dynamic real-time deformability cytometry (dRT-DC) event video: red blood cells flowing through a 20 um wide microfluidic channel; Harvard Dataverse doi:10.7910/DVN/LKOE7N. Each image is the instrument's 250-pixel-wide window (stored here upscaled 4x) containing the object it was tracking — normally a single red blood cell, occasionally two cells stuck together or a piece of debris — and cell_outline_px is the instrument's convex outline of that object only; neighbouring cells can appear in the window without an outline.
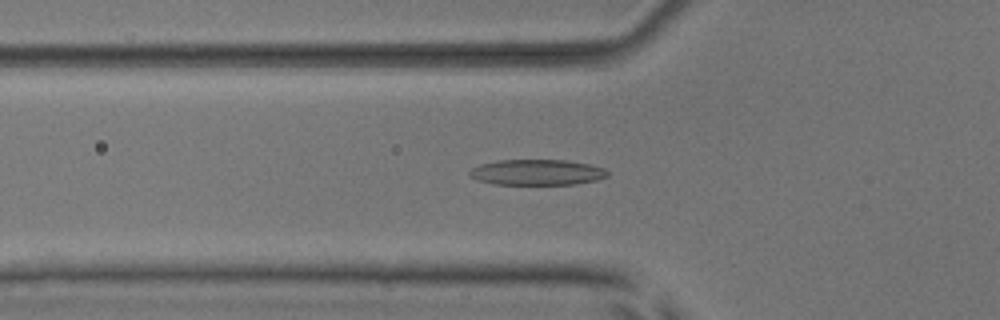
{"species": "common noctule bat (a hibernating species)", "species_latin": "Nyctalus noctula", "temperature_condition": "room temperature", "stored_images_in_passage": 53, "camera_frame_rate_fps": 3000, "um_per_image_px": 0.085, "animal": {"sex": "male", "body_mass_g": 17.9, "forearm_length_mm": 54.2}, "frame": {"image": 1, "passage_image": 19, "time_ms": 6.0, "image_size_px": [1000, 320], "cell_outline_px": [[608, 176], [596, 180], [576, 184], [492, 184], [476, 180], [468, 172], [472, 168], [480, 164], [500, 160], [564, 160], [588, 164], [604, 168], [608, 172]], "centroid_in_image_um": [45.63, 14.65], "position_along_channel_um": 80.2, "area_um2": 20.52}}
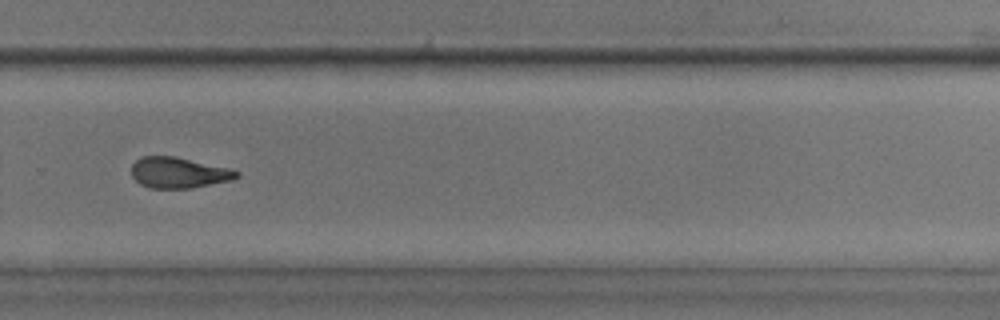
{"frame": {"image": 2, "passage_image": 37, "time_ms": 12.0, "image_size_px": [1000, 320], "cell_outline_px": [[240, 176], [232, 180], [192, 188], [152, 188], [140, 184], [132, 176], [132, 164], [140, 156], [176, 156], [232, 168], [240, 172]], "centroid_in_image_um": [15.23, 14.66], "position_along_channel_um": 314.6, "area_um2": 19.13}}
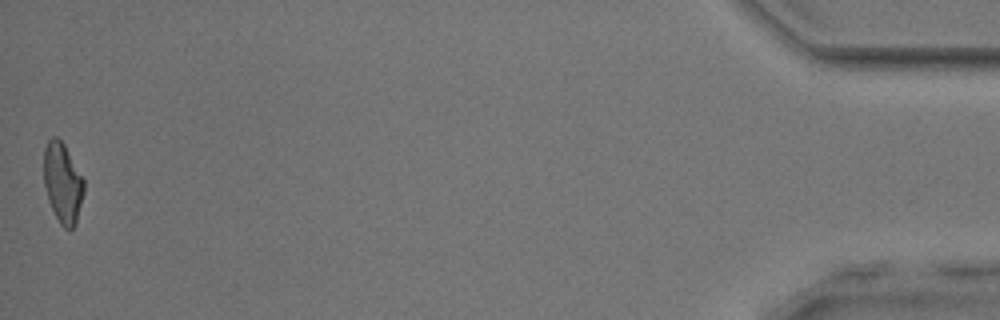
{"frame": {"image": 3, "passage_image": 53, "time_ms": 17.333, "image_size_px": [1000, 320], "cell_outline_px": [[84, 192], [76, 224], [72, 228], [64, 228], [60, 224], [48, 200], [44, 184], [44, 148], [48, 140], [52, 136], [56, 136], [64, 144], [84, 180]], "centroid_in_image_um": [5.32, 15.54], "position_along_channel_um": 429.9, "area_um2": 18.61}, "authors_computed_cell_mechanics": {"area_um2": 19.8832, "velocity_mm_per_s": 3.906, "shape_relaxation_time_tau1_ms": 3.5444, "shape_relaxation_time_tau2_ms": 2.8919, "deformation_change_tau1": 0.1518, "deformation_change_tau2": 0.1088}}